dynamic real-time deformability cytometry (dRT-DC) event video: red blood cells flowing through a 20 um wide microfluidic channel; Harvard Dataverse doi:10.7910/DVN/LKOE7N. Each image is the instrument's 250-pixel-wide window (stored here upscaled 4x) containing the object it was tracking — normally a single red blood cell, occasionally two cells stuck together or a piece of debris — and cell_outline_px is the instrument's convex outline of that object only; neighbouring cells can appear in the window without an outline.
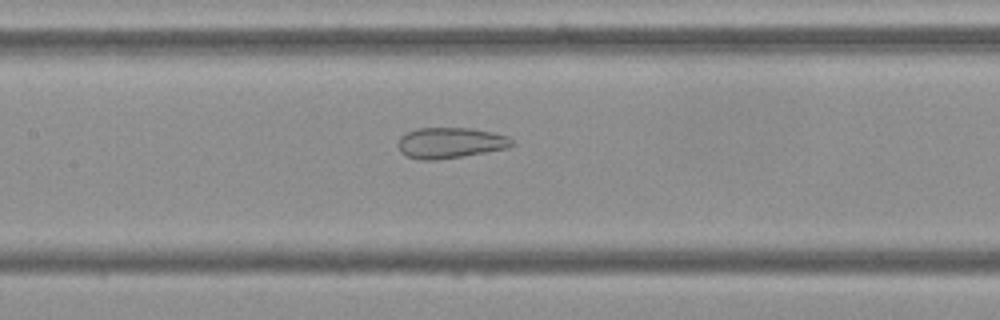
{"species": "Egyptian fruit bat (a non-hibernating species)", "species_latin": "Rousettus aegyptiacus", "temperature_condition": "cold", "stored_images_in_passage": 51, "camera_frame_rate_fps": 3000, "um_per_image_px": 0.085, "frame": {"image": 1, "passage_image": 25, "time_ms": 8.0, "image_size_px": [1000, 320], "cell_outline_px": [[516, 144], [508, 148], [436, 160], [420, 160], [408, 156], [400, 152], [396, 144], [400, 136], [416, 128], [472, 128], [492, 132], [508, 136]], "centroid_in_image_um": [38.25, 12.13], "position_along_channel_um": 169.1, "area_um2": 20.46}}
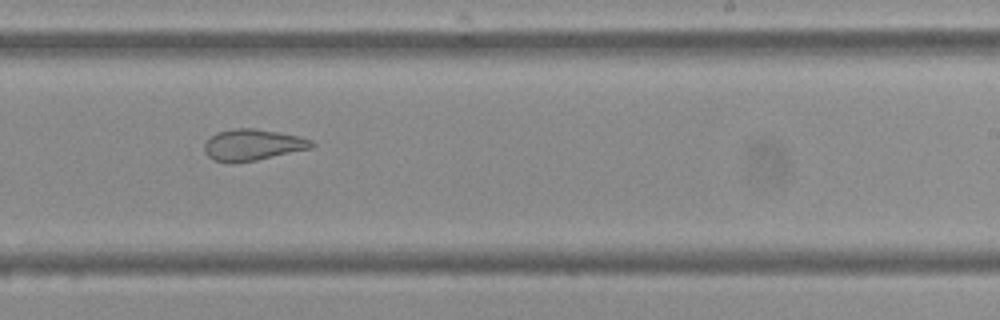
{"frame": {"image": 2, "passage_image": 33, "time_ms": 10.667, "image_size_px": [1000, 320], "cell_outline_px": [[316, 144], [312, 148], [256, 160], [212, 160], [204, 152], [204, 144], [216, 132], [232, 128], [252, 128], [280, 132], [300, 136], [312, 140]], "centroid_in_image_um": [21.52, 12.27], "position_along_channel_um": 267.5, "area_um2": 19.19}}
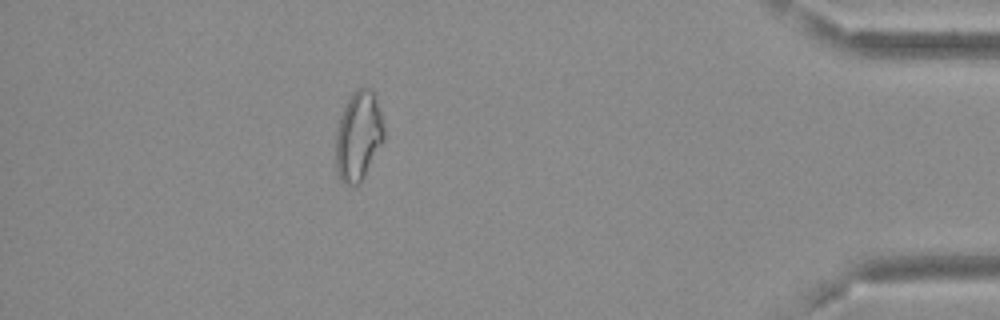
{"frame": {"image": 3, "passage_image": 48, "time_ms": 15.667, "image_size_px": [1000, 320], "cell_outline_px": [[384, 140], [360, 184], [348, 184], [340, 180], [336, 172], [336, 132], [340, 116], [352, 92], [356, 88], [368, 88], [372, 92], [380, 112], [384, 128]], "centroid_in_image_um": [30.45, 11.59], "position_along_channel_um": 404.7, "area_um2": 24.85}}